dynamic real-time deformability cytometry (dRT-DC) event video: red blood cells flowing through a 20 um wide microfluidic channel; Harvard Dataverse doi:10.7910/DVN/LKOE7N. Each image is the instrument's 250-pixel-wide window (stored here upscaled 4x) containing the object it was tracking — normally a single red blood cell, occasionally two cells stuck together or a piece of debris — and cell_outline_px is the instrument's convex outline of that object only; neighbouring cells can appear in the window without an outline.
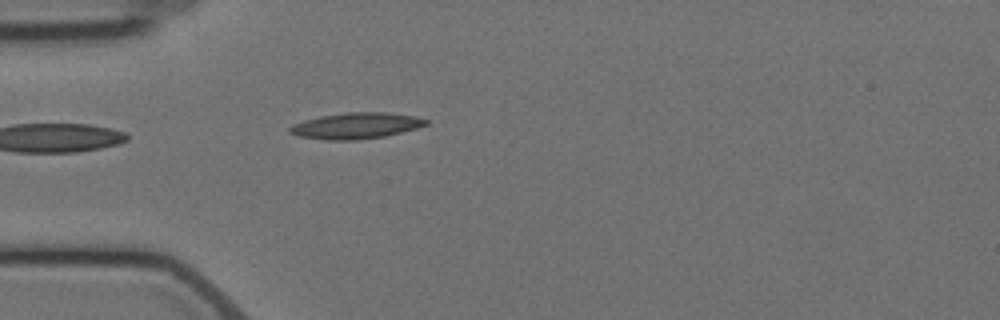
{"species": "Egyptian fruit bat (a non-hibernating species)", "species_latin": "Rousettus aegyptiacus", "temperature_condition": "cold", "stored_images_in_passage": 4, "camera_frame_rate_fps": 3000, "um_per_image_px": 0.085, "animal": {"sex": "female"}, "frame": {"image": 1, "passage_image": 4, "time_ms": 3.667, "image_size_px": [1000, 320], "cell_outline_px": [[428, 124], [416, 128], [384, 136], [356, 140], [324, 140], [300, 136], [288, 132], [288, 128], [292, 124], [304, 120], [320, 116], [344, 112], [384, 112], [416, 116], [428, 120]], "centroid_in_image_um": [30.23, 10.68], "position_along_channel_um": 54.8, "area_um2": 20.69}}